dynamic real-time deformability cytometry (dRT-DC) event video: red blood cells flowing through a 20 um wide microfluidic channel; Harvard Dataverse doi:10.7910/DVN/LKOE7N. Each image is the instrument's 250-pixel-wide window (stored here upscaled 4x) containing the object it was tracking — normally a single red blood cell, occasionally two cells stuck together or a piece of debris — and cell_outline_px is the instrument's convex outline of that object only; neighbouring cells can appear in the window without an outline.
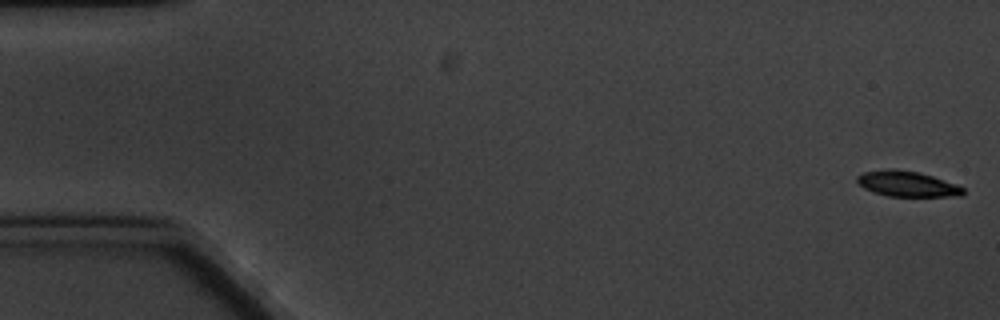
{"species": "common noctule bat (a hibernating species)", "species_latin": "Nyctalus noctula", "temperature_condition": "cold", "stored_images_in_passage": 8, "camera_frame_rate_fps": 3000, "um_per_image_px": 0.085, "animal": {"sex": "male", "body_mass_g": 20.1, "forearm_length_mm": 53.5}, "frame": {"image": 1, "passage_image": 1, "time_ms": 0.0, "image_size_px": [1000, 320], "cell_outline_px": [[964, 196], [888, 196], [872, 192], [864, 188], [856, 180], [856, 176], [864, 172], [888, 168], [892, 168], [920, 172], [956, 184], [964, 188]], "centroid_in_image_um": [77.1, 15.62], "position_along_channel_um": 7.9, "area_um2": 15.84}}
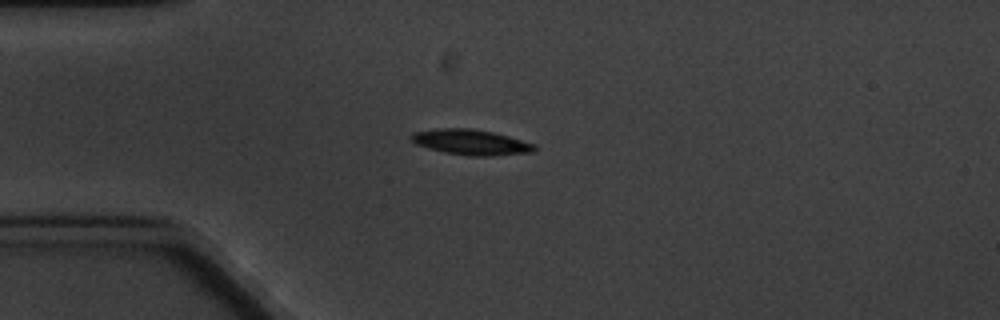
{"frame": {"image": 2, "passage_image": 5, "time_ms": 4.667, "image_size_px": [1000, 320], "cell_outline_px": [[536, 148], [532, 152], [492, 156], [472, 156], [444, 152], [428, 148], [416, 144], [412, 140], [412, 132], [436, 128], [472, 128], [492, 132], [508, 136], [536, 144]], "centroid_in_image_um": [40.03, 12.08], "position_along_channel_um": 45.0, "area_um2": 18.21}}
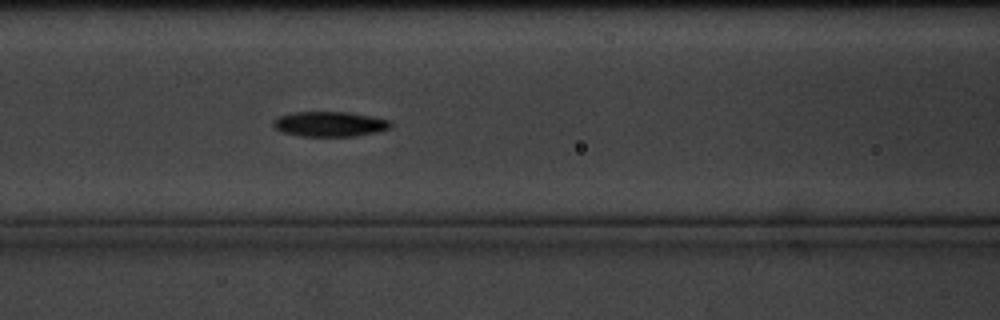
{"frame": {"image": 3, "passage_image": 8, "time_ms": 8.0, "image_size_px": [1000, 320], "cell_outline_px": [[392, 128], [376, 132], [356, 136], [300, 136], [280, 132], [272, 124], [272, 120], [280, 116], [292, 112], [348, 112], [392, 120]], "centroid_in_image_um": [28.03, 10.54], "position_along_channel_um": 138.6, "area_um2": 17.28}}